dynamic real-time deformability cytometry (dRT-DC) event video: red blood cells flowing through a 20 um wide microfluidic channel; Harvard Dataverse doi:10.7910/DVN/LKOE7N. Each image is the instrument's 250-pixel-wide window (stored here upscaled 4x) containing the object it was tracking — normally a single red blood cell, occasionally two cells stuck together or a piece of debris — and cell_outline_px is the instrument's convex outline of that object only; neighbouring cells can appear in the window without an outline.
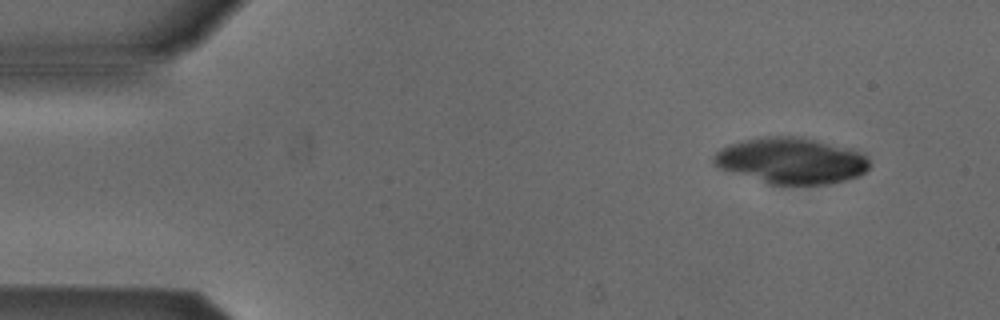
{"species": "Egyptian fruit bat (a non-hibernating species)", "species_latin": "Rousettus aegyptiacus", "temperature_condition": "cold", "stored_images_in_passage": 5, "camera_frame_rate_fps": 3000, "um_per_image_px": 0.085, "animal": {"sex": "male"}, "frame": {"image": 1, "passage_image": 1, "time_ms": 0.0, "image_size_px": [1000, 320], "cell_outline_px": [[872, 164], [860, 176], [828, 184], [768, 184], [720, 168], [712, 164], [712, 156], [720, 148], [744, 140], [776, 136], [788, 136], [812, 140], [852, 148], [864, 152], [868, 156]], "centroid_in_image_um": [67.29, 13.67], "position_along_channel_um": 17.7, "area_um2": 41.67}}